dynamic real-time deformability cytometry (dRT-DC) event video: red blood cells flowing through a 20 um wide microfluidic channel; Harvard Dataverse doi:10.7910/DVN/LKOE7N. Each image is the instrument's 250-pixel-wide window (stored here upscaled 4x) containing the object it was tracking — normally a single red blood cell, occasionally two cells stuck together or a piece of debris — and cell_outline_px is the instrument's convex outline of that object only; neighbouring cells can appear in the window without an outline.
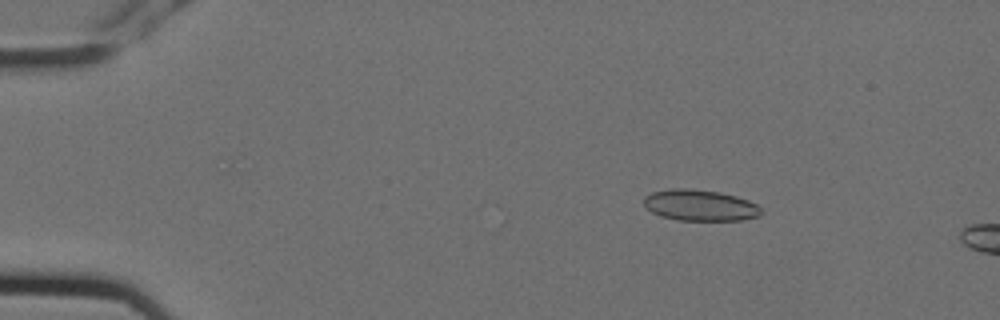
{"species": "Egyptian fruit bat (a non-hibernating species)", "species_latin": "Rousettus aegyptiacus", "temperature_condition": "cold", "stored_images_in_passage": 4, "camera_frame_rate_fps": 3000, "um_per_image_px": 0.085, "animal": {"sex": "female"}, "frame": {"image": 1, "passage_image": 2, "time_ms": 0.333, "image_size_px": [1000, 320], "cell_outline_px": [[764, 212], [760, 216], [744, 220], [680, 220], [660, 216], [644, 208], [644, 196], [652, 192], [672, 188], [688, 188], [720, 192], [736, 196], [748, 200], [756, 204]], "centroid_in_image_um": [59.5, 17.45], "position_along_channel_um": 25.5, "area_um2": 21.5}}